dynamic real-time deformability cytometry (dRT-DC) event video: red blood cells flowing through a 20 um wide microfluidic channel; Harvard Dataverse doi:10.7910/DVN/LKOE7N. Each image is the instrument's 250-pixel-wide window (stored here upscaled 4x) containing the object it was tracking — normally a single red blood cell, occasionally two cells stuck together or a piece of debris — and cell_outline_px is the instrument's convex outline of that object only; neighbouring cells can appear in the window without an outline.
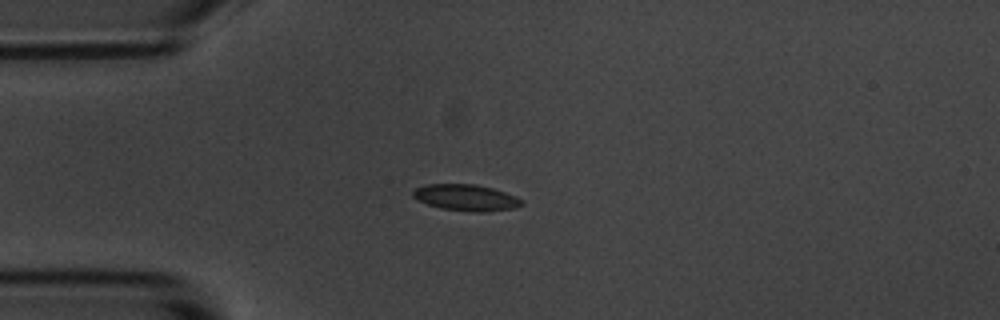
{"species": "common noctule bat (a hibernating species)", "species_latin": "Nyctalus noctula", "temperature_condition": "room temperature", "stored_images_in_passage": 4, "camera_frame_rate_fps": 3000, "um_per_image_px": 0.085, "animal": {"sex": "male", "body_mass_g": 20.1, "forearm_length_mm": 53.5}, "frame": {"image": 1, "passage_image": 3, "time_ms": 0.667, "image_size_px": [1000, 320], "cell_outline_px": [[524, 204], [516, 208], [488, 212], [472, 212], [440, 208], [428, 204], [412, 196], [412, 192], [416, 188], [428, 184], [476, 184], [492, 188], [516, 196], [524, 200]], "centroid_in_image_um": [39.67, 16.8], "position_along_channel_um": 45.3, "area_um2": 16.76}}